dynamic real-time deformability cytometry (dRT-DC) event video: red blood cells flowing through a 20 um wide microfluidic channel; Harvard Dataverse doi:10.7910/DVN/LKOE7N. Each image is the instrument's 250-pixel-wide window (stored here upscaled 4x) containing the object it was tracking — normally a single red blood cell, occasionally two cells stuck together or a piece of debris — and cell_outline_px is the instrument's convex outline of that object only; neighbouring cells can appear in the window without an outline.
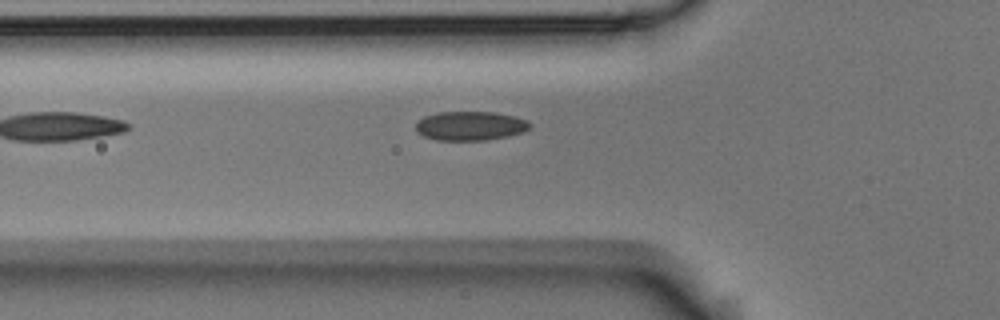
{"species": "Egyptian fruit bat (a non-hibernating species)", "species_latin": "Rousettus aegyptiacus", "temperature_condition": "room temperature", "stored_images_in_passage": 5, "camera_frame_rate_fps": 3000, "um_per_image_px": 0.085, "animal": {"sex": "male"}, "frame": {"image": 1, "passage_image": 5, "time_ms": 1.333, "image_size_px": [1000, 320], "cell_outline_px": [[532, 124], [524, 132], [508, 136], [484, 140], [436, 140], [424, 136], [416, 132], [416, 124], [424, 116], [436, 112], [496, 112], [516, 116], [528, 120]], "centroid_in_image_um": [39.99, 10.69], "position_along_channel_um": 85.8, "area_um2": 19.48}}